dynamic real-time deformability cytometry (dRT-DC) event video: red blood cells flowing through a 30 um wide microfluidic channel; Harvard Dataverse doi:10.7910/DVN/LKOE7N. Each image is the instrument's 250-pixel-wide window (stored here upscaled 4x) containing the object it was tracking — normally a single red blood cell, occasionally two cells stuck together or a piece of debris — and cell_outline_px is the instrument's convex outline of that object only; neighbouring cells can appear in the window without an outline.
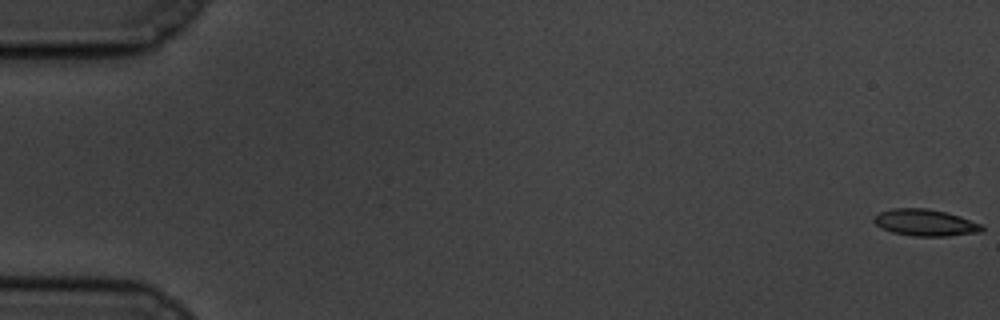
{"species": "common noctule bat (a hibernating species)", "species_latin": "Nyctalus noctula", "temperature_condition": "cold", "stored_images_in_passage": 59, "camera_frame_rate_fps": 3000, "um_per_image_px": 0.085, "animal": {"sex": "male", "body_mass_g": 19.5, "forearm_length_mm": 54.6}, "frame": {"image": 1, "passage_image": 1, "time_ms": 0.0, "image_size_px": [1000, 320], "cell_outline_px": [[984, 228], [980, 232], [948, 236], [916, 236], [892, 232], [880, 228], [872, 220], [880, 212], [892, 208], [928, 208], [960, 216], [984, 224]], "centroid_in_image_um": [78.67, 18.92], "position_along_channel_um": 6.3, "area_um2": 16.82}}
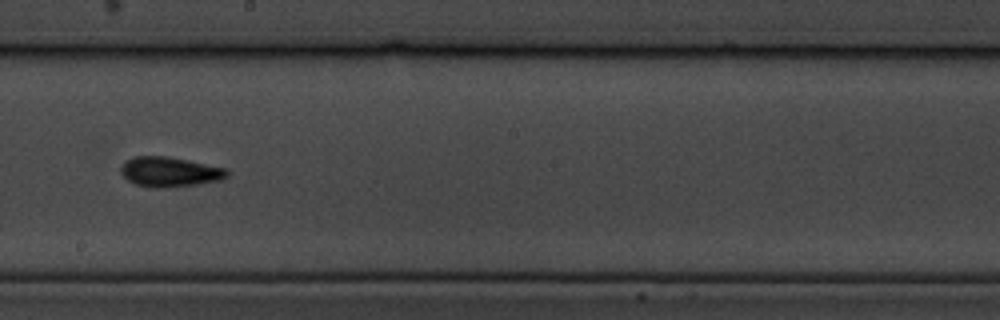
{"frame": {"image": 2, "passage_image": 34, "time_ms": 11.0, "image_size_px": [1000, 320], "cell_outline_px": [[228, 176], [220, 180], [196, 184], [160, 188], [152, 188], [132, 184], [120, 172], [120, 168], [132, 156], [164, 156], [188, 160], [228, 168]], "centroid_in_image_um": [14.42, 14.61], "position_along_channel_um": 233.8, "area_um2": 18.5}}
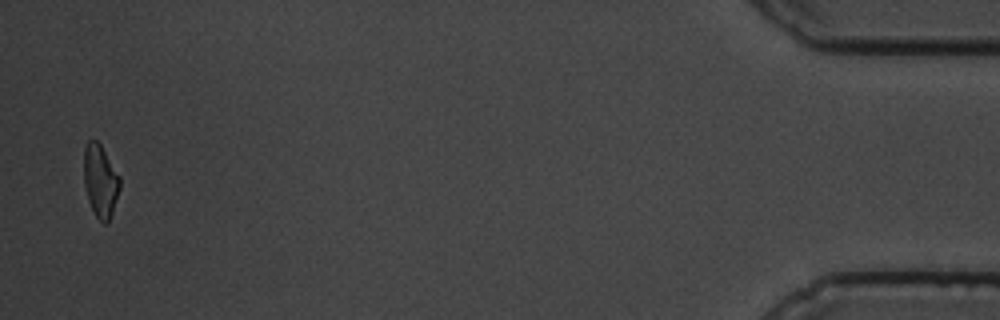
{"frame": {"image": 3, "passage_image": 58, "time_ms": 19.0, "image_size_px": [1000, 320], "cell_outline_px": [[120, 188], [112, 212], [108, 220], [104, 224], [96, 216], [88, 200], [84, 184], [84, 144], [88, 140], [96, 140], [100, 144], [120, 176]], "centroid_in_image_um": [8.52, 15.34], "position_along_channel_um": 426.7, "area_um2": 15.09}, "authors_computed_cell_mechanics": {"area_um2": 16.7042, "velocity_mm_per_s": 3.4713, "shape_relaxation_time_tau1_ms": 4.4087, "shape_relaxation_time_tau2_ms": 6.3734, "deformation_change_tau1": 0.1296, "deformation_change_tau2": 0.1345}}